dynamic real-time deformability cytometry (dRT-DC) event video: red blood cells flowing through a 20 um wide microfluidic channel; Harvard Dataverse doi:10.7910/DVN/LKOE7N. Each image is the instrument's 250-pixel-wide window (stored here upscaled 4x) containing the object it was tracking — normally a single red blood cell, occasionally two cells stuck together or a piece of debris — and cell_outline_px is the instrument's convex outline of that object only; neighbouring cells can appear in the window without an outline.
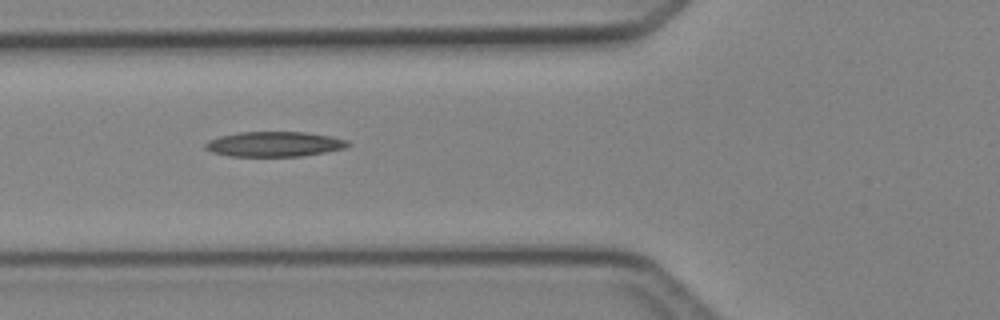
{"species": "Egyptian fruit bat (a non-hibernating species)", "species_latin": "Rousettus aegyptiacus", "temperature_condition": "cold", "stored_images_in_passage": 5, "camera_frame_rate_fps": 3000, "um_per_image_px": 0.085, "animal": {"sex": "female"}, "frame": {"image": 1, "passage_image": 5, "time_ms": 5.0, "image_size_px": [1000, 320], "cell_outline_px": [[348, 144], [344, 148], [324, 152], [300, 156], [228, 156], [212, 152], [204, 148], [204, 144], [208, 140], [220, 136], [236, 132], [308, 132], [332, 136], [348, 140]], "centroid_in_image_um": [23.28, 12.24], "position_along_channel_um": 102.5, "area_um2": 20.81}}